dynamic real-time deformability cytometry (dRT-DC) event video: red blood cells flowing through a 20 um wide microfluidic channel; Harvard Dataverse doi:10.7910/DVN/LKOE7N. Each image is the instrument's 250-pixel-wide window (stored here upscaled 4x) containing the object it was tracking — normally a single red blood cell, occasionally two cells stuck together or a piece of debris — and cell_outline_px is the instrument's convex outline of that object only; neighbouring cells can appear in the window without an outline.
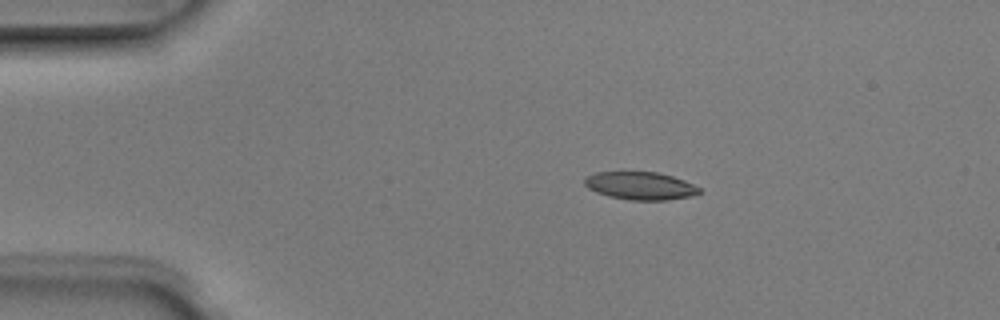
{"species": "Egyptian fruit bat (a non-hibernating species)", "species_latin": "Rousettus aegyptiacus", "temperature_condition": "room temperature", "stored_images_in_passage": 5, "camera_frame_rate_fps": 3000, "um_per_image_px": 0.085, "animal": {"sex": "male"}, "frame": {"image": 1, "passage_image": 3, "time_ms": 0.667, "image_size_px": [1000, 320], "cell_outline_px": [[700, 192], [692, 196], [668, 200], [628, 200], [608, 196], [596, 192], [588, 188], [584, 184], [584, 176], [596, 172], [656, 172], [672, 176], [684, 180], [700, 188]], "centroid_in_image_um": [54.39, 15.79], "position_along_channel_um": 30.6, "area_um2": 18.67}}